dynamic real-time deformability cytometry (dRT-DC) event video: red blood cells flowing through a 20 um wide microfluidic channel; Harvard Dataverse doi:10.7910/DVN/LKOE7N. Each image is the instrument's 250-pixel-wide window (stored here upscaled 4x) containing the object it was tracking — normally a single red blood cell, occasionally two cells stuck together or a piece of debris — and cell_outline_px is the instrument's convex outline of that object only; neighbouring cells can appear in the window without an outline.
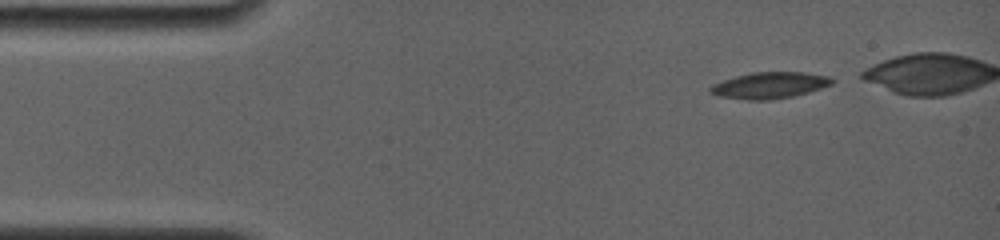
{"species": "common noctule bat (a hibernating species)", "species_latin": "Nyctalus noctula", "temperature_condition": "room temperature", "stored_images_in_passage": 4, "camera_frame_rate_fps": 4000, "um_per_image_px": 0.085, "animal": {"sex": "female", "body_mass_g": 19.0, "forearm_length_mm": 56.7}, "frame": {"image": 1, "passage_image": 1, "time_ms": 0.0, "image_size_px": [1000, 240], "cell_outline_px": [[836, 80], [832, 84], [808, 92], [792, 96], [772, 100], [748, 100], [720, 96], [708, 92], [708, 88], [712, 84], [736, 76], [752, 72], [804, 72], [828, 76]], "centroid_in_image_um": [65.41, 7.25], "position_along_channel_um": 19.6, "area_um2": 18.67}}